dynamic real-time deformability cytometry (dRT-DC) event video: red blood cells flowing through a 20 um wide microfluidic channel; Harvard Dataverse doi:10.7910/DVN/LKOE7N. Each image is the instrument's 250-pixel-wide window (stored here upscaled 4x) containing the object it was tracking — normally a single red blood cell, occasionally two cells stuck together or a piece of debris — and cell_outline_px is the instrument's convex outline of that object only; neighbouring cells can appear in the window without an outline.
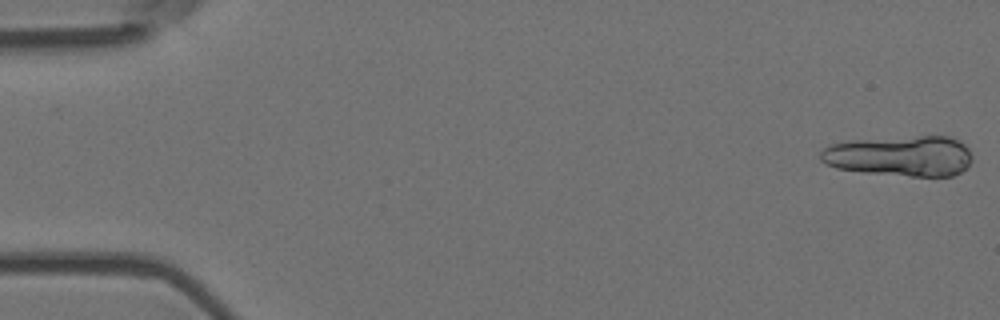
{"species": "Egyptian fruit bat (a non-hibernating species)", "species_latin": "Rousettus aegyptiacus", "temperature_condition": "room temperature", "stored_images_in_passage": 2, "camera_frame_rate_fps": 3000, "um_per_image_px": 0.085, "animal": {"sex": "female"}, "frame": {"image": 1, "passage_image": 2, "time_ms": 0.333, "image_size_px": [1000, 320], "cell_outline_px": [[972, 160], [960, 172], [952, 176], [908, 176], [864, 172], [836, 168], [820, 160], [820, 152], [828, 144], [852, 140], [920, 136], [952, 136], [960, 140], [968, 148], [972, 156]], "centroid_in_image_um": [76.52, 13.25], "position_along_channel_um": 8.5, "area_um2": 35.95}}